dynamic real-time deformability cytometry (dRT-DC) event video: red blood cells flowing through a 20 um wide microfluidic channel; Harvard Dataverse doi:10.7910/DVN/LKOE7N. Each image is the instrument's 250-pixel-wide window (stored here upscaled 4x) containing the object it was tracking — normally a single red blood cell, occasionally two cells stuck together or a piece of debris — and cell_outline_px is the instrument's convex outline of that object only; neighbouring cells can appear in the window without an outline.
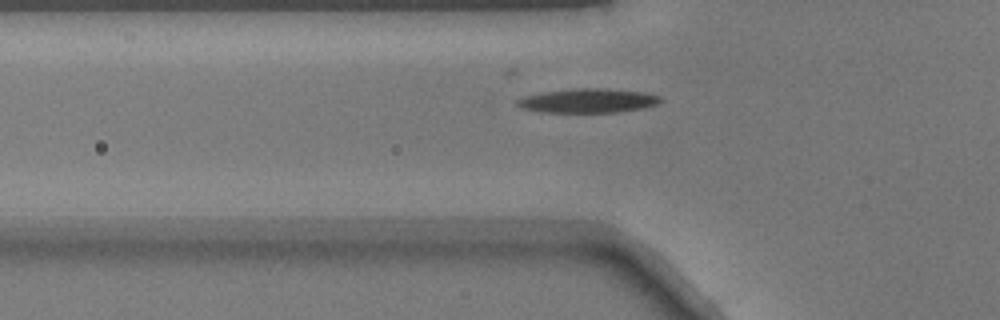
{"species": "common noctule bat (a hibernating species)", "species_latin": "Nyctalus noctula", "temperature_condition": "warm", "stored_images_in_passage": 37, "camera_frame_rate_fps": 3000, "um_per_image_px": 0.085, "animal": {"sex": "male", "body_mass_g": 17.9}, "frame": {"image": 1, "passage_image": 5, "time_ms": 1.333, "image_size_px": [1000, 320], "cell_outline_px": [[664, 100], [656, 104], [644, 108], [616, 112], [540, 112], [520, 108], [516, 104], [516, 100], [540, 92], [572, 88], [600, 88], [648, 92], [660, 96]], "centroid_in_image_um": [50.0, 8.55], "position_along_channel_um": 75.8, "area_um2": 20.35}}
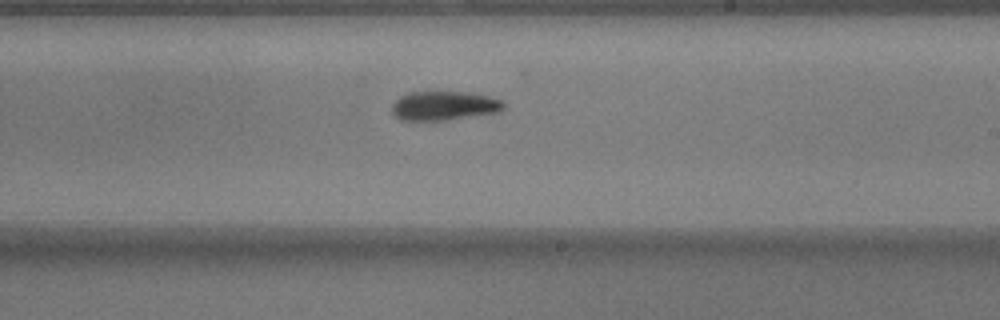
{"frame": {"image": 2, "passage_image": 18, "time_ms": 5.667, "image_size_px": [1000, 320], "cell_outline_px": [[508, 104], [500, 112], [448, 120], [400, 120], [392, 112], [392, 104], [400, 96], [408, 92], [464, 92], [492, 96], [504, 100]], "centroid_in_image_um": [37.82, 8.98], "position_along_channel_um": 251.2, "area_um2": 19.25}}
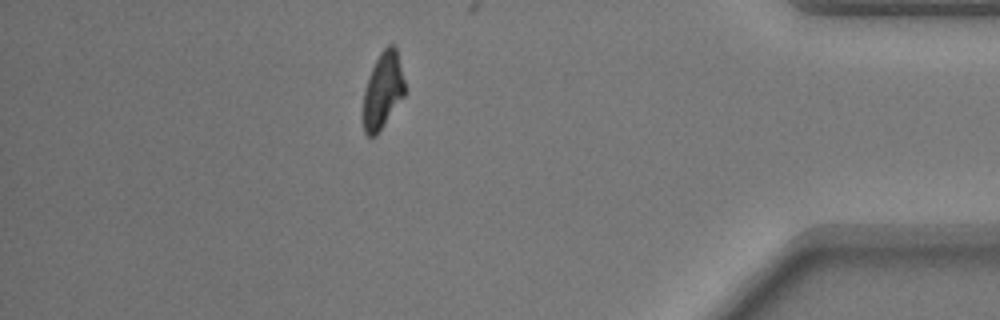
{"frame": {"image": 3, "passage_image": 32, "time_ms": 10.333, "image_size_px": [1000, 320], "cell_outline_px": [[404, 96], [376, 136], [368, 136], [364, 132], [360, 116], [364, 88], [368, 76], [380, 52], [388, 44], [392, 44], [396, 48], [404, 80]], "centroid_in_image_um": [32.48, 7.74], "position_along_channel_um": 402.7, "area_um2": 18.84}}